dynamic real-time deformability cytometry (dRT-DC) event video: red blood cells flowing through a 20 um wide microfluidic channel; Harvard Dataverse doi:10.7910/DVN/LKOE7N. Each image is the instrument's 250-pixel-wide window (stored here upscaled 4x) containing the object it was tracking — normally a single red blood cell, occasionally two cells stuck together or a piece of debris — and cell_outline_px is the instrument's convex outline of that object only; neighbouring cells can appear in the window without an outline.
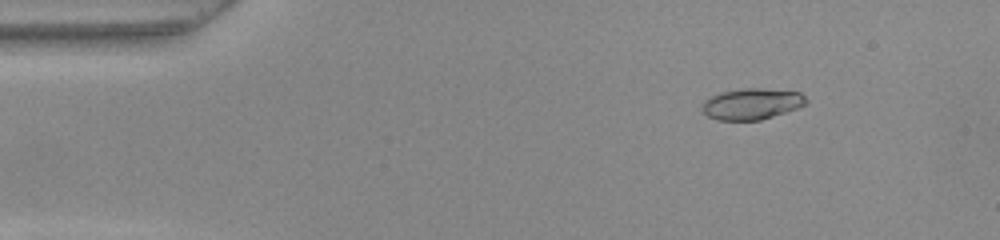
{"species": "common noctule bat (a hibernating species)", "species_latin": "Nyctalus noctula", "temperature_condition": "warm", "stored_images_in_passage": 49, "camera_frame_rate_fps": 3000, "um_per_image_px": 0.085, "animal": {"sex": "female", "body_mass_g": 22.0, "forearm_length_mm": 56.7}, "frame": {"image": 1, "passage_image": 4, "time_ms": 1.0, "image_size_px": [1000, 240], "cell_outline_px": [[808, 100], [804, 104], [796, 108], [760, 120], [716, 120], [708, 116], [700, 108], [704, 100], [720, 92], [744, 88], [764, 88], [800, 92]], "centroid_in_image_um": [63.86, 8.82], "position_along_channel_um": 21.1, "area_um2": 18.79}}
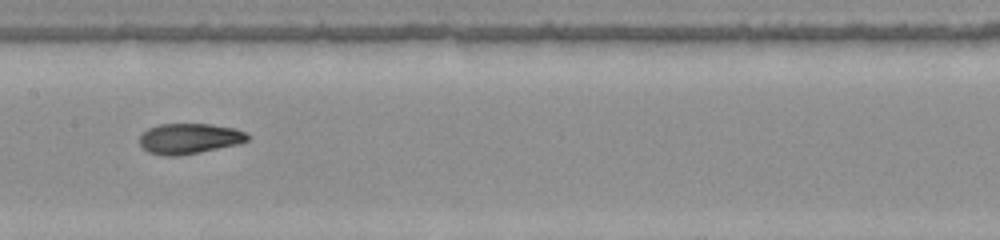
{"frame": {"image": 2, "passage_image": 23, "time_ms": 7.333, "image_size_px": [1000, 240], "cell_outline_px": [[248, 140], [236, 144], [200, 152], [176, 156], [164, 156], [148, 152], [140, 144], [140, 136], [148, 128], [160, 124], [212, 124], [232, 128], [244, 132], [248, 136]], "centroid_in_image_um": [16.05, 11.78], "position_along_channel_um": 191.4, "area_um2": 18.9}}
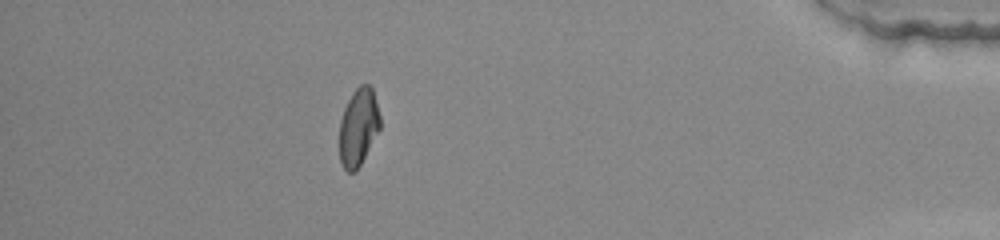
{"frame": {"image": 3, "passage_image": 43, "time_ms": 14.0, "image_size_px": [1000, 240], "cell_outline_px": [[380, 128], [356, 172], [348, 172], [344, 168], [340, 160], [340, 120], [344, 108], [352, 92], [360, 84], [368, 84], [372, 88], [380, 116]], "centroid_in_image_um": [30.46, 10.79], "position_along_channel_um": 404.7, "area_um2": 18.21}, "authors_computed_cell_mechanics": {"area_um2": 18.9584, "velocity_mm_per_s": 3.9563, "shape_relaxation_time_tau1_ms": null, "shape_relaxation_time_tau2_ms": 2.0629, "deformation_change_tau1": null, "deformation_change_tau2": 0.0653}}